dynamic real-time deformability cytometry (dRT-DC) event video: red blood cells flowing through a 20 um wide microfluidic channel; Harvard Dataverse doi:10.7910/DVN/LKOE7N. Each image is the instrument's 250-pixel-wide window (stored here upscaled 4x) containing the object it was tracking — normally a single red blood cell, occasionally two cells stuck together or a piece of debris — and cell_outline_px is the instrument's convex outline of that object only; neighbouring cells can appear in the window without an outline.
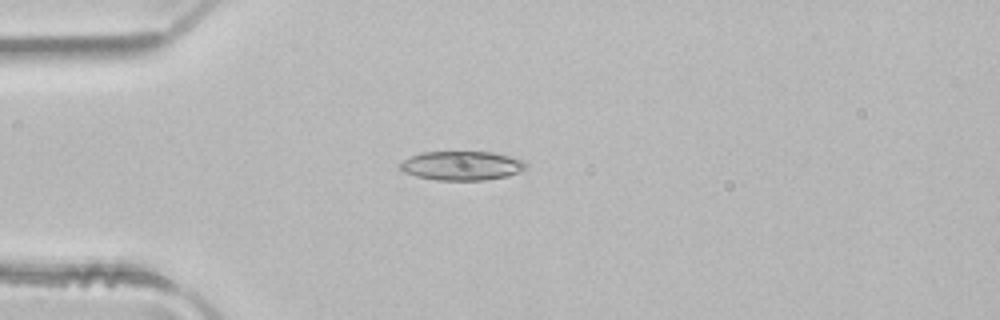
{"species": "common noctule bat (a hibernating species)", "species_latin": "Nyctalus noctula", "temperature_condition": "room temperature", "stored_images_in_passage": 1, "camera_frame_rate_fps": 3000, "um_per_image_px": 0.085, "animal": {"sex": "male", "body_mass_g": 21.5, "forearm_length_mm": 52.0}, "frame": {"image": 1, "passage_image": 1, "time_ms": 0.0, "image_size_px": [1000, 320], "cell_outline_px": [[528, 164], [524, 168], [508, 176], [484, 180], [436, 180], [416, 176], [404, 172], [396, 168], [396, 164], [420, 152], [492, 152], [524, 160]], "centroid_in_image_um": [39.19, 14.08], "position_along_channel_um": 45.8, "area_um2": 21.39}}